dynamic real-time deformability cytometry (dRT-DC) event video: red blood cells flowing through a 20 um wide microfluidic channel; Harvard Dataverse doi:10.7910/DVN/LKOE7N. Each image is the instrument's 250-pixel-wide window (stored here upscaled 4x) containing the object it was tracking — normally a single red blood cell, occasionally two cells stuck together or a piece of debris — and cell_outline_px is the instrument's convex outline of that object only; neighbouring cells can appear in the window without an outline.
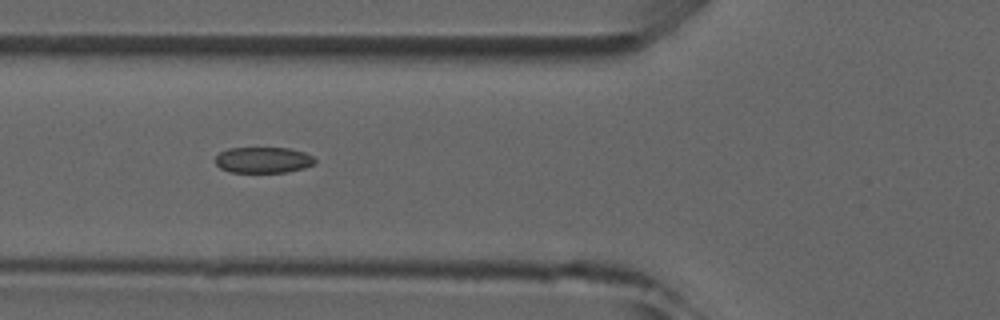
{"species": "common noctule bat (a hibernating species)", "species_latin": "Nyctalus noctula", "temperature_condition": "room temperature", "stored_images_in_passage": 5, "camera_frame_rate_fps": 3000, "um_per_image_px": 0.085, "animal": {"sex": "male", "forearm_length_mm": 52.5}, "frame": {"image": 1, "passage_image": 4, "time_ms": 4.333, "image_size_px": [1000, 320], "cell_outline_px": [[316, 164], [304, 168], [288, 172], [232, 172], [220, 168], [216, 164], [216, 156], [220, 152], [228, 148], [288, 148], [304, 152], [312, 156], [316, 160]], "centroid_in_image_um": [22.4, 13.6], "position_along_channel_um": 103.4, "area_um2": 15.09}}
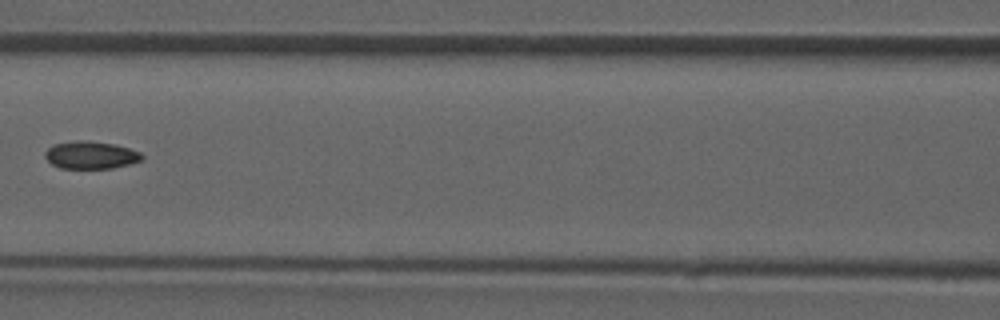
{"frame": {"image": 2, "passage_image": 5, "time_ms": 5.667, "image_size_px": [1000, 320], "cell_outline_px": [[144, 156], [140, 160], [128, 164], [112, 168], [60, 168], [52, 164], [44, 156], [44, 152], [52, 144], [76, 140], [88, 140], [116, 144], [140, 152]], "centroid_in_image_um": [7.68, 13.16], "position_along_channel_um": 158.9, "area_um2": 15.61}}